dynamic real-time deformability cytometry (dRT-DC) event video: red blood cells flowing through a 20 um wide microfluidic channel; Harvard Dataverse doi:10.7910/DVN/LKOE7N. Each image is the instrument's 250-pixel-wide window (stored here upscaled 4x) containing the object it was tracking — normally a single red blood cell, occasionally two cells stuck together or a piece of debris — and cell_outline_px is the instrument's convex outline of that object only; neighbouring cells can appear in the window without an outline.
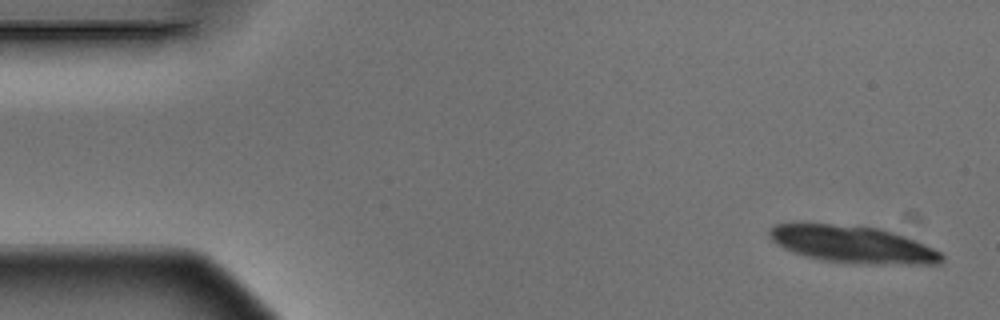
{"species": "Egyptian fruit bat (a non-hibernating species)", "species_latin": "Rousettus aegyptiacus", "temperature_condition": "warm", "stored_images_in_passage": 4, "camera_frame_rate_fps": 3000, "um_per_image_px": 0.085, "animal": {"sex": "male"}, "frame": {"image": 1, "passage_image": 1, "time_ms": 0.0, "image_size_px": [1000, 320], "cell_outline_px": [[944, 260], [940, 264], [864, 264], [820, 260], [804, 256], [792, 252], [776, 244], [768, 236], [768, 228], [776, 224], [800, 220], [880, 228], [904, 236], [924, 244], [940, 252], [944, 256]], "centroid_in_image_um": [72.37, 20.74], "position_along_channel_um": 12.6, "area_um2": 38.26}}